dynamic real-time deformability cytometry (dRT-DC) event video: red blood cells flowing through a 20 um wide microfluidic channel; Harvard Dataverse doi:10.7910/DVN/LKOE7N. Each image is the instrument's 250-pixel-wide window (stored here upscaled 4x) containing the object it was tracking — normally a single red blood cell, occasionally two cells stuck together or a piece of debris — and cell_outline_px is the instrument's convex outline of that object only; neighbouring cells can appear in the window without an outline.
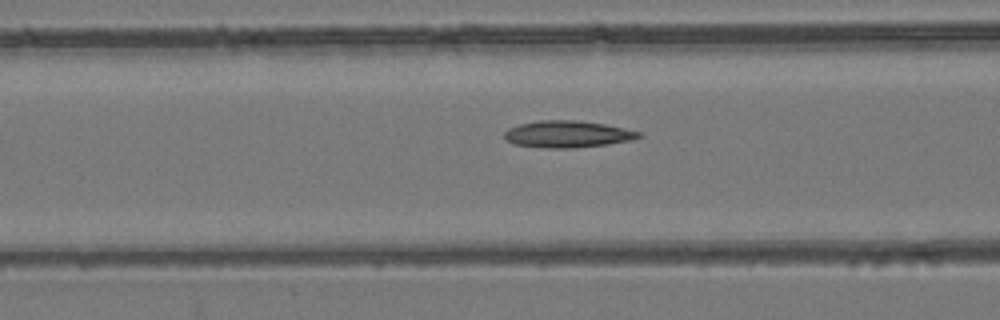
{"species": "common noctule bat (a hibernating species)", "species_latin": "Nyctalus noctula", "temperature_condition": "room temperature", "stored_images_in_passage": 54, "camera_frame_rate_fps": 3000, "um_per_image_px": 0.085, "animal": {"sex": "female", "body_mass_g": 24.6, "forearm_length_mm": 56.2}, "frame": {"image": 1, "passage_image": 22, "time_ms": 7.0, "image_size_px": [1000, 320], "cell_outline_px": [[644, 136], [632, 140], [604, 144], [572, 148], [552, 148], [512, 144], [504, 136], [504, 132], [508, 128], [520, 124], [540, 120], [576, 120], [604, 124], [624, 128], [640, 132]], "centroid_in_image_um": [48.24, 11.39], "position_along_channel_um": 118.4, "area_um2": 20.81}}
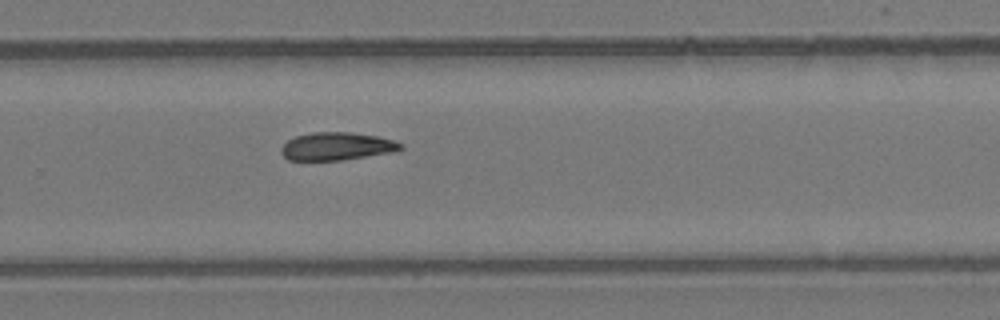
{"frame": {"image": 2, "passage_image": 36, "time_ms": 11.667, "image_size_px": [1000, 320], "cell_outline_px": [[404, 148], [396, 152], [340, 160], [288, 160], [280, 152], [280, 148], [288, 140], [296, 136], [312, 132], [352, 132], [376, 136], [392, 140], [404, 144]], "centroid_in_image_um": [28.65, 12.43], "position_along_channel_um": 301.2, "area_um2": 19.48}}
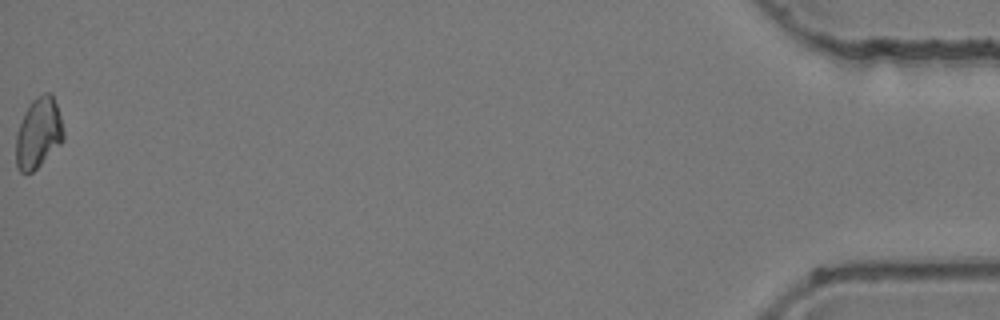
{"frame": {"image": 3, "passage_image": 54, "time_ms": 17.667, "image_size_px": [1000, 320], "cell_outline_px": [[64, 140], [32, 172], [20, 172], [16, 168], [16, 132], [24, 112], [32, 100], [44, 92], [52, 92], [60, 116], [64, 132]], "centroid_in_image_um": [3.25, 11.29], "position_along_channel_um": 431.9, "area_um2": 19.48}, "authors_computed_cell_mechanics": {"area_um2": 19.941, "velocity_mm_per_s": 3.9327, "shape_relaxation_time_tau1_ms": 5.4476, "shape_relaxation_time_tau2_ms": null, "deformation_change_tau1": 0.1156, "deformation_change_tau2": null}}